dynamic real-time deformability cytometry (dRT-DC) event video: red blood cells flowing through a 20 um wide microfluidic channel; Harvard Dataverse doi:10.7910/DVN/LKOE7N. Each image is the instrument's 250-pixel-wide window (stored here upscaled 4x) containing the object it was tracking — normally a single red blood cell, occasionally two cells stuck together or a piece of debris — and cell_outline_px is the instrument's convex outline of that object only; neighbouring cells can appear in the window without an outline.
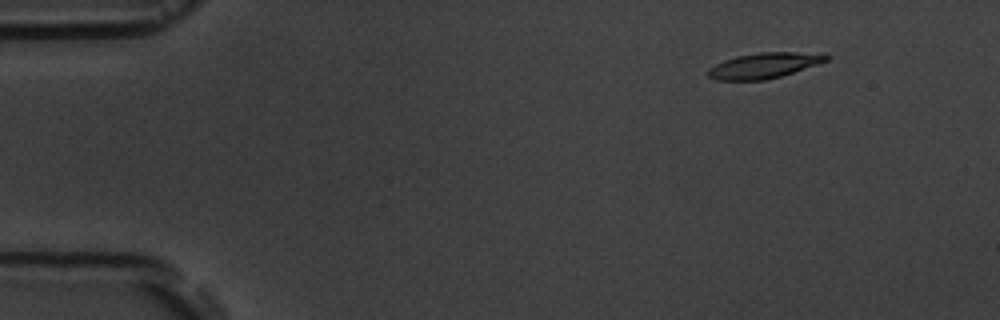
{"species": "common noctule bat (a hibernating species)", "species_latin": "Nyctalus noctula", "temperature_condition": "room temperature", "stored_images_in_passage": 4, "camera_frame_rate_fps": 3000, "um_per_image_px": 0.085, "animal": {"sex": "male", "body_mass_g": 19.5, "forearm_length_mm": 54.6}, "frame": {"image": 1, "passage_image": 2, "time_ms": 1.0, "image_size_px": [1000, 320], "cell_outline_px": [[832, 56], [828, 60], [780, 76], [764, 80], [716, 80], [708, 76], [708, 68], [724, 60], [736, 56], [760, 52], [796, 52]], "centroid_in_image_um": [64.88, 5.57], "position_along_channel_um": 20.1, "area_um2": 17.17}}
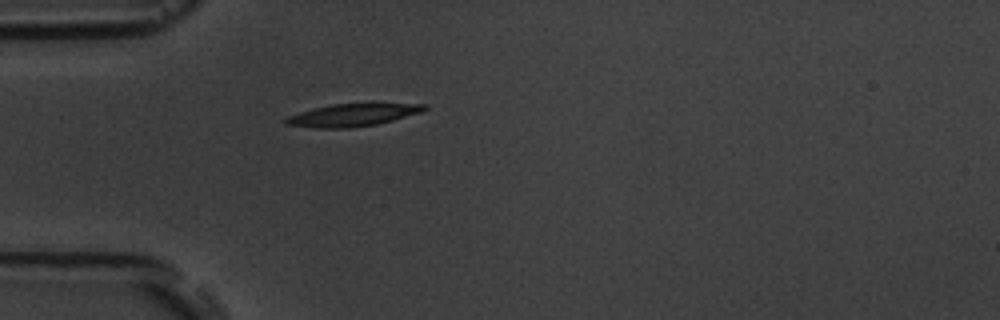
{"frame": {"image": 2, "passage_image": 4, "time_ms": 4.333, "image_size_px": [1000, 320], "cell_outline_px": [[428, 108], [424, 112], [376, 124], [352, 128], [316, 128], [284, 124], [284, 120], [288, 116], [300, 112], [332, 104], [372, 100], [428, 104]], "centroid_in_image_um": [30.14, 9.71], "position_along_channel_um": 54.9, "area_um2": 19.36}}